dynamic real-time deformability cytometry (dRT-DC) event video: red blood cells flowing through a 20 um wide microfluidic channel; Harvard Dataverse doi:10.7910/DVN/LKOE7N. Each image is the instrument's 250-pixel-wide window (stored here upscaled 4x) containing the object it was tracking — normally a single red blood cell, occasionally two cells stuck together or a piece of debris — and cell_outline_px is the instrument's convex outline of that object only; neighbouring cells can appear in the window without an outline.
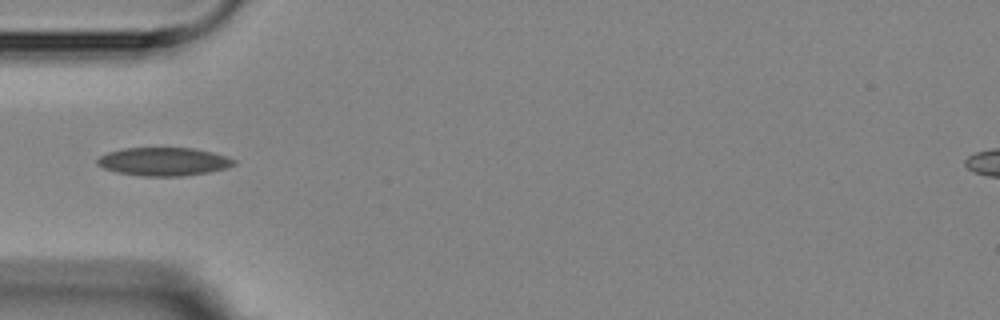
{"species": "Egyptian fruit bat (a non-hibernating species)", "species_latin": "Rousettus aegyptiacus", "temperature_condition": "room temperature", "stored_images_in_passage": 1, "camera_frame_rate_fps": 3000, "um_per_image_px": 0.085, "animal": {"sex": "female"}, "frame": {"image": 1, "passage_image": 1, "time_ms": 0.0, "image_size_px": [1000, 320], "cell_outline_px": [[236, 164], [224, 168], [208, 172], [184, 176], [144, 176], [116, 172], [104, 168], [96, 164], [96, 160], [100, 156], [108, 152], [124, 148], [196, 148], [212, 152], [236, 160]], "centroid_in_image_um": [13.89, 13.73], "position_along_channel_um": 71.1, "area_um2": 22.43}}